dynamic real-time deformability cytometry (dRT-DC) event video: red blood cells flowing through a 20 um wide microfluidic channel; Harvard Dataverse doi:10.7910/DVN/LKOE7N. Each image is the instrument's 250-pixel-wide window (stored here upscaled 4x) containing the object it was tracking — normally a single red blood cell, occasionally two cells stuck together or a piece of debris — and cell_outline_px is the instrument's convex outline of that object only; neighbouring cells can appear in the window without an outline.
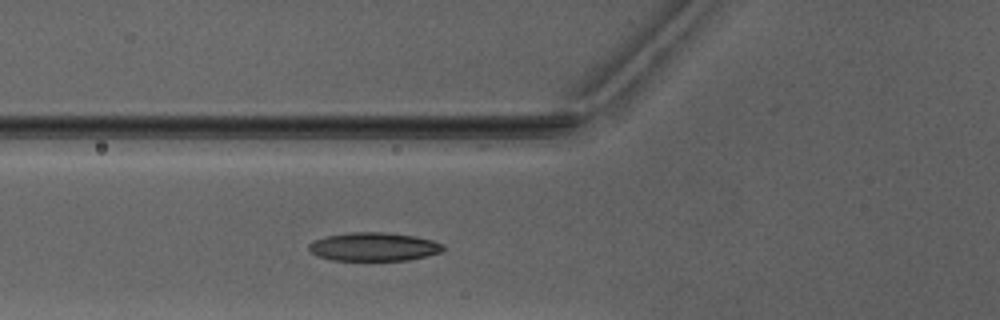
{"species": "Egyptian fruit bat (a non-hibernating species)", "species_latin": "Rousettus aegyptiacus", "temperature_condition": "warm", "stored_images_in_passage": 3, "camera_frame_rate_fps": 3000, "um_per_image_px": 0.085, "animal": {"sex": "male"}, "frame": {"image": 1, "passage_image": 3, "time_ms": 2.333, "image_size_px": [1000, 320], "cell_outline_px": [[444, 248], [440, 252], [428, 256], [408, 260], [332, 260], [316, 256], [308, 248], [308, 244], [316, 240], [328, 236], [352, 232], [384, 232], [416, 236], [432, 240], [444, 244]], "centroid_in_image_um": [31.8, 20.98], "position_along_channel_um": 94.0, "area_um2": 22.25}}